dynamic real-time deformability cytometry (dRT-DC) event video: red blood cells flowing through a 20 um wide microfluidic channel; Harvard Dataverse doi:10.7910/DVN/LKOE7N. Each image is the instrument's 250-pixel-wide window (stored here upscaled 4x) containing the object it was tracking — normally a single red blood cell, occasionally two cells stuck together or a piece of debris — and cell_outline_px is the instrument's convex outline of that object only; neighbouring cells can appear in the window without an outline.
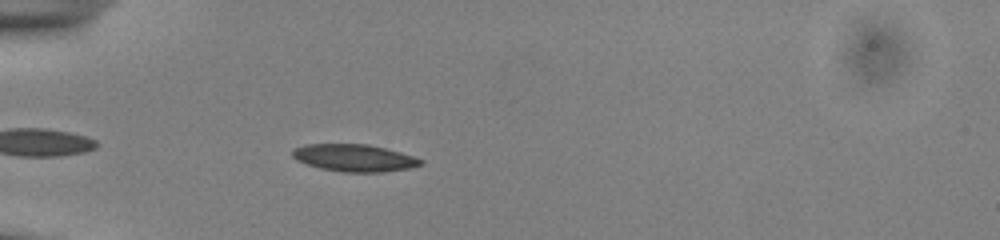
{"species": "common noctule bat (a hibernating species)", "species_latin": "Nyctalus noctula", "temperature_condition": "cold", "stored_images_in_passage": 39, "camera_frame_rate_fps": 3000, "um_per_image_px": 0.085, "animal": {"sex": "male", "body_mass_g": 13.0, "forearm_length_mm": 53.1}, "frame": {"image": 1, "passage_image": 4, "time_ms": 1.0, "image_size_px": [1000, 240], "cell_outline_px": [[424, 164], [408, 168], [380, 172], [344, 172], [320, 168], [296, 160], [292, 156], [292, 148], [304, 144], [368, 144], [400, 152], [424, 160]], "centroid_in_image_um": [30.09, 13.41], "position_along_channel_um": 54.9, "area_um2": 20.29}}
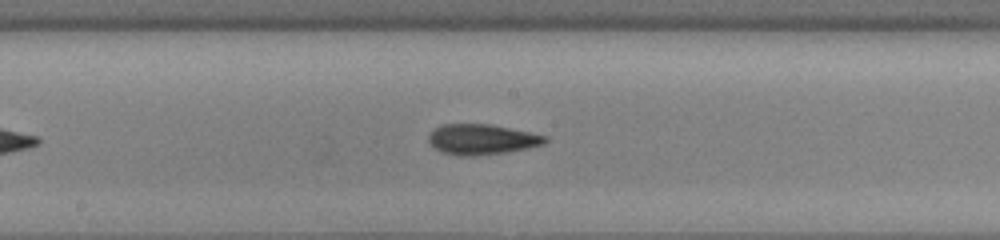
{"frame": {"image": 2, "passage_image": 17, "time_ms": 5.333, "image_size_px": [1000, 240], "cell_outline_px": [[548, 140], [544, 144], [528, 148], [508, 152], [476, 156], [456, 156], [440, 152], [428, 144], [428, 136], [436, 128], [444, 124], [492, 124], [548, 136]], "centroid_in_image_um": [40.95, 11.86], "position_along_channel_um": 207.3, "area_um2": 20.92}}
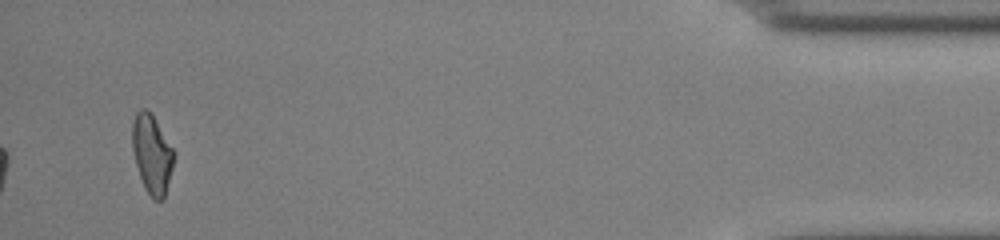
{"frame": {"image": 3, "passage_image": 39, "time_ms": 12.667, "image_size_px": [1000, 240], "cell_outline_px": [[176, 156], [164, 200], [156, 200], [144, 188], [136, 164], [132, 148], [132, 124], [136, 112], [140, 108], [144, 108], [152, 116], [176, 152]], "centroid_in_image_um": [12.93, 13.12], "position_along_channel_um": 422.3, "area_um2": 19.07}, "authors_computed_cell_mechanics": {"area_um2": 19.8832, "velocity_mm_per_s": 3.8743, "shape_relaxation_time_tau1_ms": 2.6212, "shape_relaxation_time_tau2_ms": 2.2946, "deformation_change_tau1": 0.1262, "deformation_change_tau2": 0.095}}